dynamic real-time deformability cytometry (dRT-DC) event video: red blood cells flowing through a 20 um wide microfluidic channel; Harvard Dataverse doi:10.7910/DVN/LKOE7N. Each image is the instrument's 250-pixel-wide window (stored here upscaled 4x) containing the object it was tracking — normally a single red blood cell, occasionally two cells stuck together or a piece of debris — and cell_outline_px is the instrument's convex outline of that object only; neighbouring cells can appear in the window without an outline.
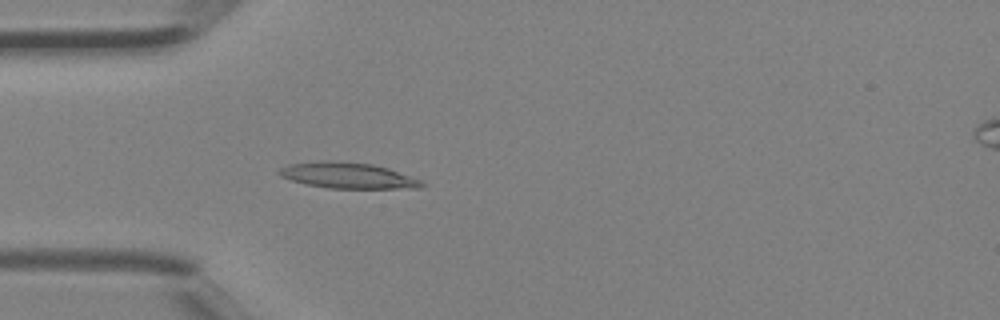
{"species": "Egyptian fruit bat (a non-hibernating species)", "species_latin": "Rousettus aegyptiacus", "temperature_condition": "room temperature", "stored_images_in_passage": 41, "camera_frame_rate_fps": 3000, "um_per_image_px": 0.085, "animal": {"sex": "female"}, "frame": {"image": 1, "passage_image": 12, "time_ms": 3.667, "image_size_px": [1000, 320], "cell_outline_px": [[424, 184], [420, 188], [328, 188], [308, 184], [292, 180], [280, 176], [276, 172], [280, 168], [288, 164], [372, 164], [388, 168], [420, 180]], "centroid_in_image_um": [29.62, 14.98], "position_along_channel_um": 55.4, "area_um2": 20.0}}
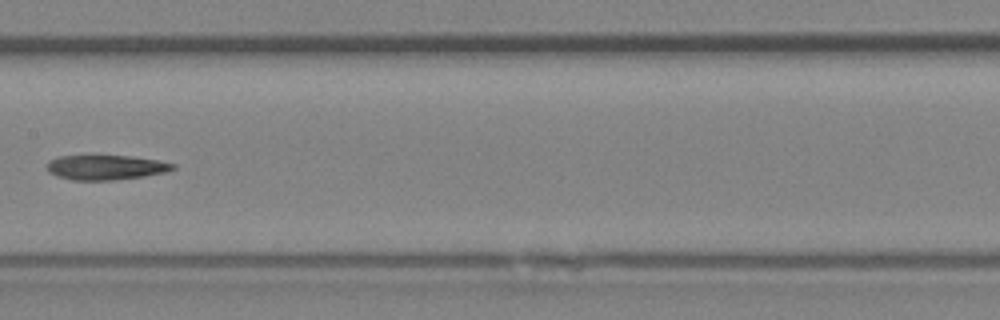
{"frame": {"image": 2, "passage_image": 21, "time_ms": 6.667, "image_size_px": [1000, 320], "cell_outline_px": [[176, 168], [168, 172], [144, 176], [116, 180], [72, 180], [56, 176], [48, 172], [48, 160], [60, 156], [132, 156], [156, 160], [176, 164]], "centroid_in_image_um": [9.01, 14.23], "position_along_channel_um": 198.4, "area_um2": 18.21}}
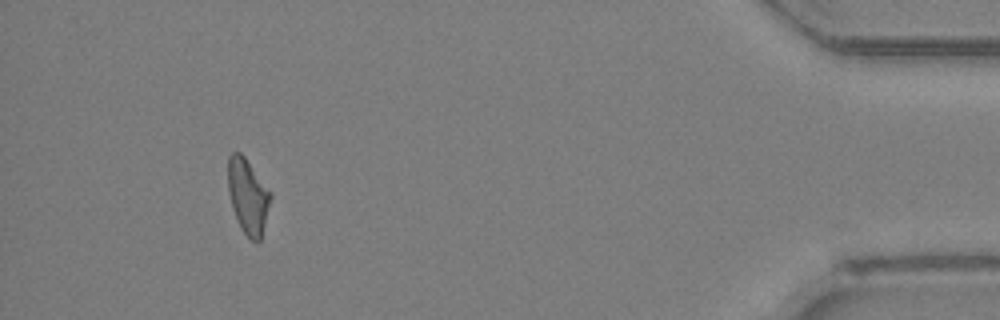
{"frame": {"image": 3, "passage_image": 38, "time_ms": 12.333, "image_size_px": [1000, 320], "cell_outline_px": [[272, 196], [260, 240], [256, 244], [240, 228], [232, 208], [228, 192], [228, 156], [232, 152], [240, 152], [244, 156], [272, 192]], "centroid_in_image_um": [21.07, 16.66], "position_along_channel_um": 414.1, "area_um2": 18.67}}